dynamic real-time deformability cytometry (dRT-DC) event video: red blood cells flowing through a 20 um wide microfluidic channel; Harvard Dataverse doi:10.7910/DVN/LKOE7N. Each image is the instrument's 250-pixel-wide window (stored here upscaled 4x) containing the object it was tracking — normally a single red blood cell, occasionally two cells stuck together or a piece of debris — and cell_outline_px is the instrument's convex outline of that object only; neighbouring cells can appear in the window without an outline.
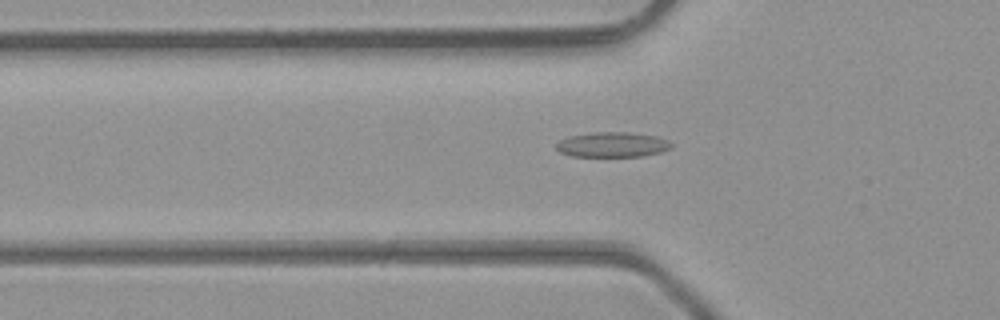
{"species": "common noctule bat (a hibernating species)", "species_latin": "Nyctalus noctula", "temperature_condition": "room temperature", "stored_images_in_passage": 30, "camera_frame_rate_fps": 3000, "um_per_image_px": 0.085, "animal": {"sex": "male", "body_mass_g": 23.1, "forearm_length_mm": 52.7}, "frame": {"image": 1, "passage_image": 3, "time_ms": 0.667, "image_size_px": [1000, 320], "cell_outline_px": [[672, 148], [660, 152], [644, 156], [572, 156], [560, 152], [556, 148], [556, 144], [560, 140], [568, 136], [592, 132], [628, 132], [656, 136], [668, 140], [672, 144]], "centroid_in_image_um": [52.06, 12.29], "position_along_channel_um": 73.7, "area_um2": 16.82}}
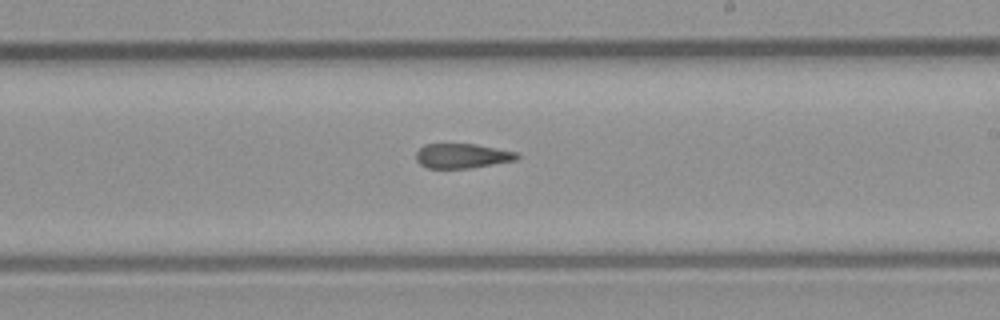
{"frame": {"image": 2, "passage_image": 15, "time_ms": 4.667, "image_size_px": [1000, 320], "cell_outline_px": [[520, 156], [516, 160], [468, 168], [428, 168], [420, 164], [416, 160], [416, 152], [424, 144], [476, 144], [516, 152]], "centroid_in_image_um": [39.26, 13.24], "position_along_channel_um": 249.7, "area_um2": 14.39}}
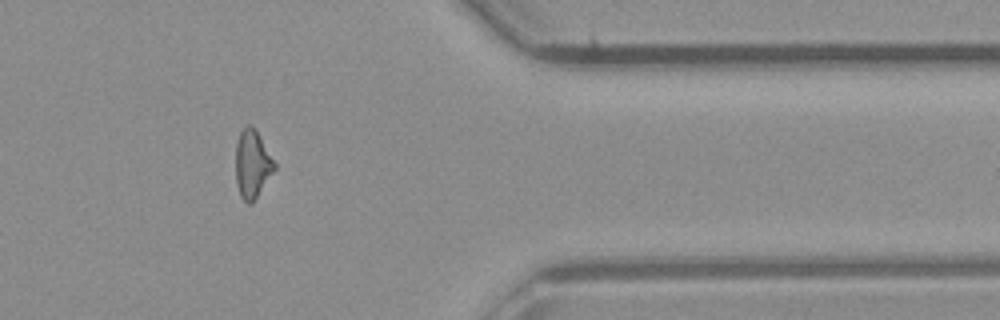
{"frame": {"image": 3, "passage_image": 26, "time_ms": 8.333, "image_size_px": [1000, 320], "cell_outline_px": [[276, 168], [252, 204], [248, 204], [240, 196], [236, 184], [236, 144], [240, 132], [248, 124], [252, 124], [256, 128], [276, 164]], "centroid_in_image_um": [21.45, 13.94], "position_along_channel_um": 390.0, "area_um2": 15.49}, "authors_computed_cell_mechanics": {"area_um2": 15.5193, "velocity_mm_per_s": 4.3626, "shape_relaxation_time_tau1_ms": null, "shape_relaxation_time_tau2_ms": 5.1973, "deformation_change_tau1": null, "deformation_change_tau2": 0.1562}}